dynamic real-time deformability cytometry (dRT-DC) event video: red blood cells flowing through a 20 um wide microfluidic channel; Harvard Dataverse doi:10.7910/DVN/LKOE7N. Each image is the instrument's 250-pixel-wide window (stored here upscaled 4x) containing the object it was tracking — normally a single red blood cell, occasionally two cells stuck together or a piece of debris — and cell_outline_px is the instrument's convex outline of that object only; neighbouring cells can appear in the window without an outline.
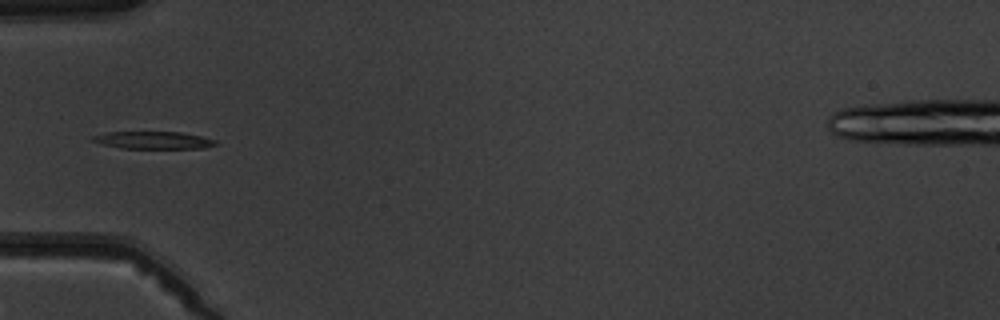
{"species": "common noctule bat (a hibernating species)", "species_latin": "Nyctalus noctula", "temperature_condition": "warm", "stored_images_in_passage": 6, "camera_frame_rate_fps": 3000, "um_per_image_px": 0.085, "animal": {"sex": "male", "body_mass_g": 19.5, "forearm_length_mm": 54.6}, "frame": {"image": 1, "passage_image": 6, "time_ms": 6.333, "image_size_px": [1000, 320], "cell_outline_px": [[216, 144], [204, 148], [120, 148], [104, 144], [92, 140], [92, 136], [104, 132], [180, 132], [200, 136], [216, 140]], "centroid_in_image_um": [13.02, 11.91], "position_along_channel_um": 72.0, "area_um2": 12.25}}